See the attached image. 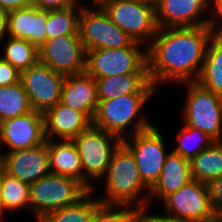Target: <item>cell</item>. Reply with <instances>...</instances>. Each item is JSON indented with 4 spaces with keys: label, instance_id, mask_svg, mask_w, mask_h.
<instances>
[{
    "label": "cell",
    "instance_id": "9a60e30c",
    "mask_svg": "<svg viewBox=\"0 0 222 222\" xmlns=\"http://www.w3.org/2000/svg\"><path fill=\"white\" fill-rule=\"evenodd\" d=\"M4 172L29 186L40 178L50 174L49 157L46 142L38 146L0 153Z\"/></svg>",
    "mask_w": 222,
    "mask_h": 222
},
{
    "label": "cell",
    "instance_id": "44dd1931",
    "mask_svg": "<svg viewBox=\"0 0 222 222\" xmlns=\"http://www.w3.org/2000/svg\"><path fill=\"white\" fill-rule=\"evenodd\" d=\"M99 100H109L127 94H153L156 87L149 73H127L96 79Z\"/></svg>",
    "mask_w": 222,
    "mask_h": 222
},
{
    "label": "cell",
    "instance_id": "8fae6325",
    "mask_svg": "<svg viewBox=\"0 0 222 222\" xmlns=\"http://www.w3.org/2000/svg\"><path fill=\"white\" fill-rule=\"evenodd\" d=\"M152 94H127L116 98L103 100L94 114L92 125L117 136L123 140L124 133L131 136L132 133L126 131L128 126L138 117L145 103ZM125 131V132H124Z\"/></svg>",
    "mask_w": 222,
    "mask_h": 222
},
{
    "label": "cell",
    "instance_id": "603a6c76",
    "mask_svg": "<svg viewBox=\"0 0 222 222\" xmlns=\"http://www.w3.org/2000/svg\"><path fill=\"white\" fill-rule=\"evenodd\" d=\"M196 82L204 89L222 96V34H214L209 40Z\"/></svg>",
    "mask_w": 222,
    "mask_h": 222
},
{
    "label": "cell",
    "instance_id": "4316f807",
    "mask_svg": "<svg viewBox=\"0 0 222 222\" xmlns=\"http://www.w3.org/2000/svg\"><path fill=\"white\" fill-rule=\"evenodd\" d=\"M1 220L6 210L30 207V186L3 171L0 184Z\"/></svg>",
    "mask_w": 222,
    "mask_h": 222
},
{
    "label": "cell",
    "instance_id": "ab89813d",
    "mask_svg": "<svg viewBox=\"0 0 222 222\" xmlns=\"http://www.w3.org/2000/svg\"><path fill=\"white\" fill-rule=\"evenodd\" d=\"M3 164H2V161L0 159V184H1V177H2V174H3ZM0 222H1V200H0Z\"/></svg>",
    "mask_w": 222,
    "mask_h": 222
},
{
    "label": "cell",
    "instance_id": "ffe728a7",
    "mask_svg": "<svg viewBox=\"0 0 222 222\" xmlns=\"http://www.w3.org/2000/svg\"><path fill=\"white\" fill-rule=\"evenodd\" d=\"M191 180L190 160L171 151L166 157L159 179L150 189L148 201L151 203L154 197L163 200Z\"/></svg>",
    "mask_w": 222,
    "mask_h": 222
},
{
    "label": "cell",
    "instance_id": "5bb4252c",
    "mask_svg": "<svg viewBox=\"0 0 222 222\" xmlns=\"http://www.w3.org/2000/svg\"><path fill=\"white\" fill-rule=\"evenodd\" d=\"M46 142L44 113L32 112L0 122V145L7 152L32 148ZM0 147V148H1Z\"/></svg>",
    "mask_w": 222,
    "mask_h": 222
},
{
    "label": "cell",
    "instance_id": "e0dca14e",
    "mask_svg": "<svg viewBox=\"0 0 222 222\" xmlns=\"http://www.w3.org/2000/svg\"><path fill=\"white\" fill-rule=\"evenodd\" d=\"M6 36L27 40L38 48L45 42L47 11L34 5L7 13Z\"/></svg>",
    "mask_w": 222,
    "mask_h": 222
},
{
    "label": "cell",
    "instance_id": "5b68a950",
    "mask_svg": "<svg viewBox=\"0 0 222 222\" xmlns=\"http://www.w3.org/2000/svg\"><path fill=\"white\" fill-rule=\"evenodd\" d=\"M89 190L77 179L48 174L30 185V208L37 221L49 212L76 203Z\"/></svg>",
    "mask_w": 222,
    "mask_h": 222
},
{
    "label": "cell",
    "instance_id": "83f0119b",
    "mask_svg": "<svg viewBox=\"0 0 222 222\" xmlns=\"http://www.w3.org/2000/svg\"><path fill=\"white\" fill-rule=\"evenodd\" d=\"M8 40L2 49V58L8 61L20 72L39 62L38 47L27 40L7 37Z\"/></svg>",
    "mask_w": 222,
    "mask_h": 222
},
{
    "label": "cell",
    "instance_id": "7402d4cb",
    "mask_svg": "<svg viewBox=\"0 0 222 222\" xmlns=\"http://www.w3.org/2000/svg\"><path fill=\"white\" fill-rule=\"evenodd\" d=\"M49 168L52 174L69 176L83 184V168L73 140L47 139Z\"/></svg>",
    "mask_w": 222,
    "mask_h": 222
},
{
    "label": "cell",
    "instance_id": "7c38bea8",
    "mask_svg": "<svg viewBox=\"0 0 222 222\" xmlns=\"http://www.w3.org/2000/svg\"><path fill=\"white\" fill-rule=\"evenodd\" d=\"M39 63L63 76L78 75L86 69V50L80 35L45 40L38 48Z\"/></svg>",
    "mask_w": 222,
    "mask_h": 222
},
{
    "label": "cell",
    "instance_id": "7a4b0ae2",
    "mask_svg": "<svg viewBox=\"0 0 222 222\" xmlns=\"http://www.w3.org/2000/svg\"><path fill=\"white\" fill-rule=\"evenodd\" d=\"M103 177L106 178L104 179L106 180V195L99 198L102 204L134 207L150 204L148 201L150 189L140 177L134 155L123 143L114 151L108 170ZM145 189L148 192L147 195L143 192Z\"/></svg>",
    "mask_w": 222,
    "mask_h": 222
},
{
    "label": "cell",
    "instance_id": "4fadbf2b",
    "mask_svg": "<svg viewBox=\"0 0 222 222\" xmlns=\"http://www.w3.org/2000/svg\"><path fill=\"white\" fill-rule=\"evenodd\" d=\"M64 79L65 76L39 62L23 70L20 77L33 110L42 113L60 102Z\"/></svg>",
    "mask_w": 222,
    "mask_h": 222
},
{
    "label": "cell",
    "instance_id": "52a82bcc",
    "mask_svg": "<svg viewBox=\"0 0 222 222\" xmlns=\"http://www.w3.org/2000/svg\"><path fill=\"white\" fill-rule=\"evenodd\" d=\"M140 44L134 41L129 47L86 51L85 72L95 80L127 73H149L147 49H140Z\"/></svg>",
    "mask_w": 222,
    "mask_h": 222
},
{
    "label": "cell",
    "instance_id": "e575fe53",
    "mask_svg": "<svg viewBox=\"0 0 222 222\" xmlns=\"http://www.w3.org/2000/svg\"><path fill=\"white\" fill-rule=\"evenodd\" d=\"M211 202L216 211L222 208V176L207 184Z\"/></svg>",
    "mask_w": 222,
    "mask_h": 222
},
{
    "label": "cell",
    "instance_id": "f35d334b",
    "mask_svg": "<svg viewBox=\"0 0 222 222\" xmlns=\"http://www.w3.org/2000/svg\"><path fill=\"white\" fill-rule=\"evenodd\" d=\"M131 1L148 4V5H151V6L155 7V8H156V6H157V4L159 2V0H131Z\"/></svg>",
    "mask_w": 222,
    "mask_h": 222
},
{
    "label": "cell",
    "instance_id": "4dcf8cb0",
    "mask_svg": "<svg viewBox=\"0 0 222 222\" xmlns=\"http://www.w3.org/2000/svg\"><path fill=\"white\" fill-rule=\"evenodd\" d=\"M122 209H117V208ZM133 207V208H132ZM134 206L101 204L93 213L90 222H131Z\"/></svg>",
    "mask_w": 222,
    "mask_h": 222
},
{
    "label": "cell",
    "instance_id": "f1b7e54d",
    "mask_svg": "<svg viewBox=\"0 0 222 222\" xmlns=\"http://www.w3.org/2000/svg\"><path fill=\"white\" fill-rule=\"evenodd\" d=\"M78 2L66 9L47 11L45 40L64 35H79V15L76 14Z\"/></svg>",
    "mask_w": 222,
    "mask_h": 222
},
{
    "label": "cell",
    "instance_id": "484cf974",
    "mask_svg": "<svg viewBox=\"0 0 222 222\" xmlns=\"http://www.w3.org/2000/svg\"><path fill=\"white\" fill-rule=\"evenodd\" d=\"M88 191L76 203L49 212L38 222H90L94 211L102 204L99 199H89Z\"/></svg>",
    "mask_w": 222,
    "mask_h": 222
},
{
    "label": "cell",
    "instance_id": "3957f363",
    "mask_svg": "<svg viewBox=\"0 0 222 222\" xmlns=\"http://www.w3.org/2000/svg\"><path fill=\"white\" fill-rule=\"evenodd\" d=\"M125 137L122 143L131 151L136 160L139 174L144 184L151 189L159 179L166 157L164 139L158 128L140 117L134 125V132ZM133 142H132V141ZM132 142V143H131Z\"/></svg>",
    "mask_w": 222,
    "mask_h": 222
},
{
    "label": "cell",
    "instance_id": "6da1fadb",
    "mask_svg": "<svg viewBox=\"0 0 222 222\" xmlns=\"http://www.w3.org/2000/svg\"><path fill=\"white\" fill-rule=\"evenodd\" d=\"M215 33L208 25L159 28L147 46L150 81L196 82L205 60L206 48Z\"/></svg>",
    "mask_w": 222,
    "mask_h": 222
},
{
    "label": "cell",
    "instance_id": "8992f818",
    "mask_svg": "<svg viewBox=\"0 0 222 222\" xmlns=\"http://www.w3.org/2000/svg\"><path fill=\"white\" fill-rule=\"evenodd\" d=\"M188 88L182 117L184 125L203 131L215 142H222V96L204 89L197 82H184Z\"/></svg>",
    "mask_w": 222,
    "mask_h": 222
},
{
    "label": "cell",
    "instance_id": "f546056e",
    "mask_svg": "<svg viewBox=\"0 0 222 222\" xmlns=\"http://www.w3.org/2000/svg\"><path fill=\"white\" fill-rule=\"evenodd\" d=\"M177 140L178 144L175 149H173V152L180 154L188 160H191L215 142L203 131L187 125H185L177 135Z\"/></svg>",
    "mask_w": 222,
    "mask_h": 222
},
{
    "label": "cell",
    "instance_id": "d4e9b609",
    "mask_svg": "<svg viewBox=\"0 0 222 222\" xmlns=\"http://www.w3.org/2000/svg\"><path fill=\"white\" fill-rule=\"evenodd\" d=\"M33 111L21 81L0 87V122Z\"/></svg>",
    "mask_w": 222,
    "mask_h": 222
},
{
    "label": "cell",
    "instance_id": "74e56055",
    "mask_svg": "<svg viewBox=\"0 0 222 222\" xmlns=\"http://www.w3.org/2000/svg\"><path fill=\"white\" fill-rule=\"evenodd\" d=\"M7 13L0 8V42L6 40Z\"/></svg>",
    "mask_w": 222,
    "mask_h": 222
},
{
    "label": "cell",
    "instance_id": "ac0fdd59",
    "mask_svg": "<svg viewBox=\"0 0 222 222\" xmlns=\"http://www.w3.org/2000/svg\"><path fill=\"white\" fill-rule=\"evenodd\" d=\"M60 102L83 112L92 121L100 102L94 77L86 72L65 76Z\"/></svg>",
    "mask_w": 222,
    "mask_h": 222
},
{
    "label": "cell",
    "instance_id": "9c48e42d",
    "mask_svg": "<svg viewBox=\"0 0 222 222\" xmlns=\"http://www.w3.org/2000/svg\"><path fill=\"white\" fill-rule=\"evenodd\" d=\"M94 5L99 8L80 5L78 9V32L85 50L129 47L134 42L130 36L113 23L100 5Z\"/></svg>",
    "mask_w": 222,
    "mask_h": 222
},
{
    "label": "cell",
    "instance_id": "d6986e66",
    "mask_svg": "<svg viewBox=\"0 0 222 222\" xmlns=\"http://www.w3.org/2000/svg\"><path fill=\"white\" fill-rule=\"evenodd\" d=\"M46 139L59 137L73 140L82 131L92 125V121L83 113L58 102L44 113Z\"/></svg>",
    "mask_w": 222,
    "mask_h": 222
},
{
    "label": "cell",
    "instance_id": "30bf717a",
    "mask_svg": "<svg viewBox=\"0 0 222 222\" xmlns=\"http://www.w3.org/2000/svg\"><path fill=\"white\" fill-rule=\"evenodd\" d=\"M175 222H209L216 219L207 184L192 179L162 200ZM172 213V214H171Z\"/></svg>",
    "mask_w": 222,
    "mask_h": 222
},
{
    "label": "cell",
    "instance_id": "836d02e7",
    "mask_svg": "<svg viewBox=\"0 0 222 222\" xmlns=\"http://www.w3.org/2000/svg\"><path fill=\"white\" fill-rule=\"evenodd\" d=\"M78 0H33V5L40 10H62L75 5Z\"/></svg>",
    "mask_w": 222,
    "mask_h": 222
},
{
    "label": "cell",
    "instance_id": "60d3db41",
    "mask_svg": "<svg viewBox=\"0 0 222 222\" xmlns=\"http://www.w3.org/2000/svg\"><path fill=\"white\" fill-rule=\"evenodd\" d=\"M216 220L222 222V208L216 212Z\"/></svg>",
    "mask_w": 222,
    "mask_h": 222
},
{
    "label": "cell",
    "instance_id": "1f68e13d",
    "mask_svg": "<svg viewBox=\"0 0 222 222\" xmlns=\"http://www.w3.org/2000/svg\"><path fill=\"white\" fill-rule=\"evenodd\" d=\"M21 72L8 61L0 57V87L20 81Z\"/></svg>",
    "mask_w": 222,
    "mask_h": 222
},
{
    "label": "cell",
    "instance_id": "2e32d148",
    "mask_svg": "<svg viewBox=\"0 0 222 222\" xmlns=\"http://www.w3.org/2000/svg\"><path fill=\"white\" fill-rule=\"evenodd\" d=\"M209 2L210 0H159L155 8L158 28L208 25L209 18H202V15L210 6Z\"/></svg>",
    "mask_w": 222,
    "mask_h": 222
},
{
    "label": "cell",
    "instance_id": "277c9868",
    "mask_svg": "<svg viewBox=\"0 0 222 222\" xmlns=\"http://www.w3.org/2000/svg\"><path fill=\"white\" fill-rule=\"evenodd\" d=\"M79 152L83 168V185L90 191L91 180L103 179L108 170L112 155L122 140L103 129L91 125L73 139Z\"/></svg>",
    "mask_w": 222,
    "mask_h": 222
},
{
    "label": "cell",
    "instance_id": "ba28073f",
    "mask_svg": "<svg viewBox=\"0 0 222 222\" xmlns=\"http://www.w3.org/2000/svg\"><path fill=\"white\" fill-rule=\"evenodd\" d=\"M133 41L143 43L158 32L155 7L131 0H93ZM148 38V39H147Z\"/></svg>",
    "mask_w": 222,
    "mask_h": 222
},
{
    "label": "cell",
    "instance_id": "8d00e7d4",
    "mask_svg": "<svg viewBox=\"0 0 222 222\" xmlns=\"http://www.w3.org/2000/svg\"><path fill=\"white\" fill-rule=\"evenodd\" d=\"M212 2H214V7L216 8L215 13L218 14L219 18L222 19V0H213ZM220 21L219 19H217V17H212L209 19L208 22V26L211 28V30L215 33V34H222V24L218 25L217 23ZM222 23V22H221ZM217 26V27H216ZM218 28V29H217Z\"/></svg>",
    "mask_w": 222,
    "mask_h": 222
},
{
    "label": "cell",
    "instance_id": "d6a6232c",
    "mask_svg": "<svg viewBox=\"0 0 222 222\" xmlns=\"http://www.w3.org/2000/svg\"><path fill=\"white\" fill-rule=\"evenodd\" d=\"M148 206L134 207V213L131 222H175L170 216L147 214Z\"/></svg>",
    "mask_w": 222,
    "mask_h": 222
},
{
    "label": "cell",
    "instance_id": "cb8c5ba5",
    "mask_svg": "<svg viewBox=\"0 0 222 222\" xmlns=\"http://www.w3.org/2000/svg\"><path fill=\"white\" fill-rule=\"evenodd\" d=\"M192 179L204 184L222 176V142H214L209 148L190 160Z\"/></svg>",
    "mask_w": 222,
    "mask_h": 222
},
{
    "label": "cell",
    "instance_id": "d590c367",
    "mask_svg": "<svg viewBox=\"0 0 222 222\" xmlns=\"http://www.w3.org/2000/svg\"><path fill=\"white\" fill-rule=\"evenodd\" d=\"M32 5L33 0H0V8H2L6 13Z\"/></svg>",
    "mask_w": 222,
    "mask_h": 222
}]
</instances>
